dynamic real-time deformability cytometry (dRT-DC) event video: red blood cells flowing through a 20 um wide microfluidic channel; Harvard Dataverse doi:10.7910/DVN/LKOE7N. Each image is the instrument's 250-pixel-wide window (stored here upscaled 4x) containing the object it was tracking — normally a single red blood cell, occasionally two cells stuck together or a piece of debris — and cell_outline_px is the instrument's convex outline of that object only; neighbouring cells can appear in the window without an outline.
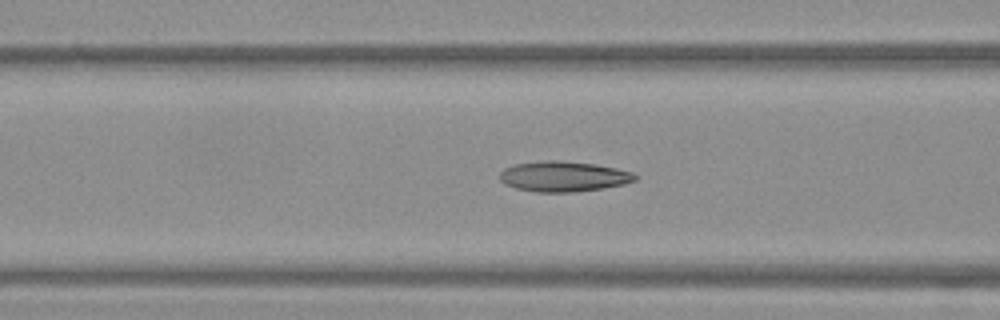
{"species": "Egyptian fruit bat (a non-hibernating species)", "species_latin": "Rousettus aegyptiacus", "temperature_condition": "warm", "stored_images_in_passage": 35, "camera_frame_rate_fps": 3000, "um_per_image_px": 0.085, "frame": {"image": 1, "passage_image": 20, "time_ms": 6.333, "image_size_px": [1000, 320], "cell_outline_px": [[636, 180], [624, 184], [604, 188], [572, 192], [536, 192], [516, 188], [504, 184], [500, 180], [500, 172], [504, 168], [512, 164], [544, 160], [556, 160], [596, 164], [616, 168], [632, 172], [636, 176]], "centroid_in_image_um": [47.87, 14.99], "position_along_channel_um": 118.7, "area_um2": 24.04}}
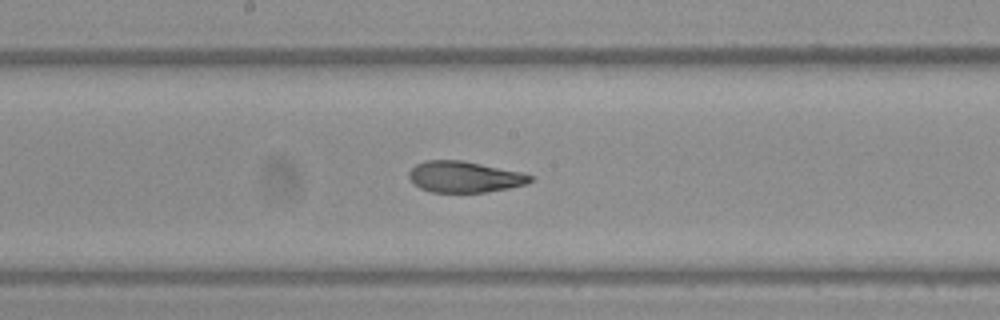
{"frame": {"image": 2, "passage_image": 27, "time_ms": 8.667, "image_size_px": [1000, 320], "cell_outline_px": [[532, 180], [528, 184], [508, 188], [484, 192], [432, 192], [420, 188], [408, 176], [408, 172], [416, 164], [424, 160], [460, 160], [524, 172], [532, 176]], "centroid_in_image_um": [39.5, 15.02], "position_along_channel_um": 208.7, "area_um2": 21.96}}
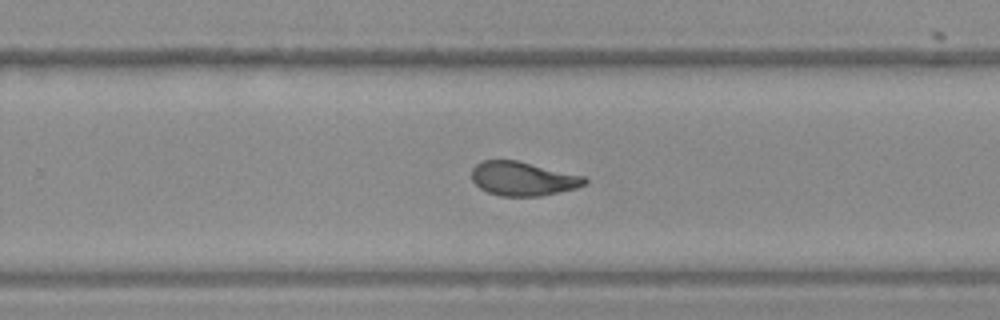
{"frame": {"image": 3, "passage_image": 33, "time_ms": 10.667, "image_size_px": [1000, 320], "cell_outline_px": [[588, 184], [576, 188], [540, 196], [500, 196], [488, 192], [480, 188], [472, 180], [472, 168], [480, 160], [516, 160], [584, 176], [588, 180]], "centroid_in_image_um": [44.44, 15.19], "position_along_channel_um": 285.4, "area_um2": 22.37}}